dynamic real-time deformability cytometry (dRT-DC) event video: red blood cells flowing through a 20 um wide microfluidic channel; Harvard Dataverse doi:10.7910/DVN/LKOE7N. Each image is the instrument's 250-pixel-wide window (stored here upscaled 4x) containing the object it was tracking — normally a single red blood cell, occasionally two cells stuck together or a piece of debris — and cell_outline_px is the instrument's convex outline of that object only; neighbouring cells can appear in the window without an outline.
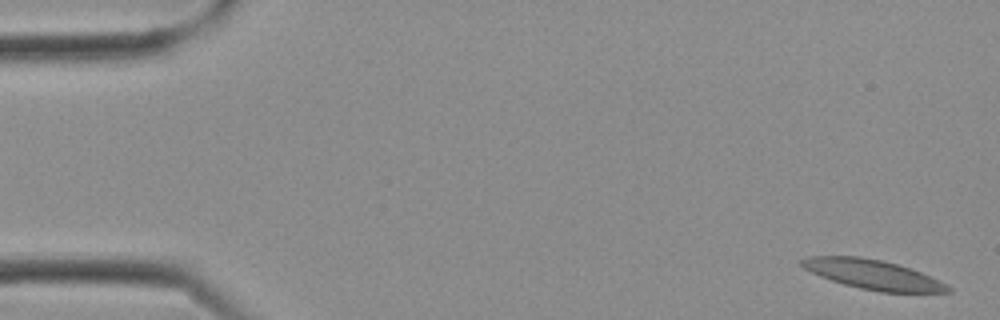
{"species": "Egyptian fruit bat (a non-hibernating species)", "species_latin": "Rousettus aegyptiacus", "temperature_condition": "cold", "stored_images_in_passage": 4, "camera_frame_rate_fps": 3000, "um_per_image_px": 0.085, "frame": {"image": 1, "passage_image": 1, "time_ms": 0.0, "image_size_px": [1000, 320], "cell_outline_px": [[952, 292], [880, 292], [860, 288], [844, 284], [820, 276], [804, 268], [800, 264], [800, 260], [808, 256], [860, 256], [880, 260], [896, 264], [920, 272], [952, 288]], "centroid_in_image_um": [74.14, 23.33], "position_along_channel_um": 10.9, "area_um2": 24.68}}